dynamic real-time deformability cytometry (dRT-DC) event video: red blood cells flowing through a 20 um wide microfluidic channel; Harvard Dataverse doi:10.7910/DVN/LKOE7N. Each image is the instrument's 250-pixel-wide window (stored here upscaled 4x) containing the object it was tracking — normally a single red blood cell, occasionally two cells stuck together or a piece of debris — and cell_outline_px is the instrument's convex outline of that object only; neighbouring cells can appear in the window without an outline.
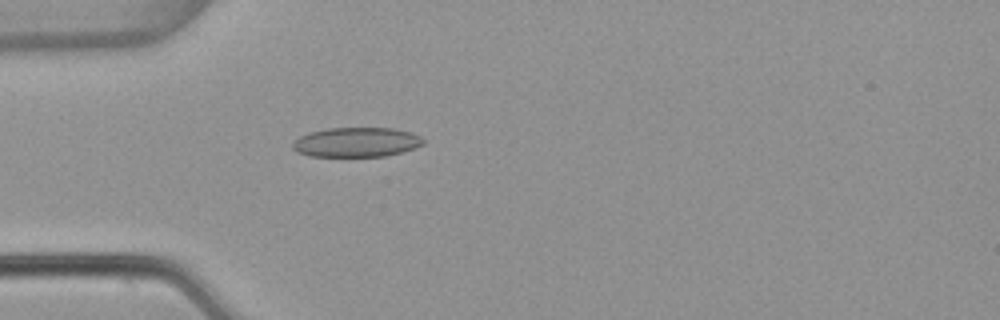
{"species": "common noctule bat (a hibernating species)", "species_latin": "Nyctalus noctula", "temperature_condition": "warm", "stored_images_in_passage": 4, "camera_frame_rate_fps": 3000, "um_per_image_px": 0.085, "animal": {"sex": "female", "body_mass_g": 22.7, "forearm_length_mm": 54.2}, "frame": {"image": 1, "passage_image": 4, "time_ms": 1.0, "image_size_px": [1000, 320], "cell_outline_px": [[424, 144], [416, 148], [384, 156], [308, 156], [296, 152], [292, 148], [292, 144], [300, 136], [308, 132], [328, 128], [392, 128], [412, 132], [420, 136], [424, 140]], "centroid_in_image_um": [30.29, 12.08], "position_along_channel_um": 54.7, "area_um2": 22.6}}